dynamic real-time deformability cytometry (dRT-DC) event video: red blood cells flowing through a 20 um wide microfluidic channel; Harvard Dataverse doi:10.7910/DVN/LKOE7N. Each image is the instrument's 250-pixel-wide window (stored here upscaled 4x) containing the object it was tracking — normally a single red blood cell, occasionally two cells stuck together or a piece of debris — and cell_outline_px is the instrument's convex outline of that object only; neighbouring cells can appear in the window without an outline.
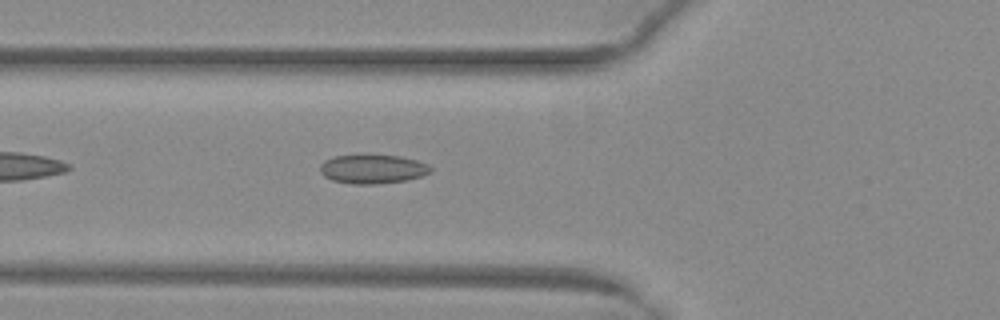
{"species": "common noctule bat (a hibernating species)", "species_latin": "Nyctalus noctula", "temperature_condition": "warm", "stored_images_in_passage": 39, "camera_frame_rate_fps": 3000, "um_per_image_px": 0.085, "animal": {"sex": "female", "body_mass_g": 29.2, "forearm_length_mm": 56.3}, "frame": {"image": 1, "passage_image": 7, "time_ms": 2.0, "image_size_px": [1000, 320], "cell_outline_px": [[432, 172], [408, 180], [376, 184], [352, 184], [332, 180], [324, 176], [320, 172], [320, 164], [324, 160], [336, 156], [400, 156], [416, 160], [428, 164], [432, 168]], "centroid_in_image_um": [31.68, 14.39], "position_along_channel_um": 94.1, "area_um2": 18.5}}
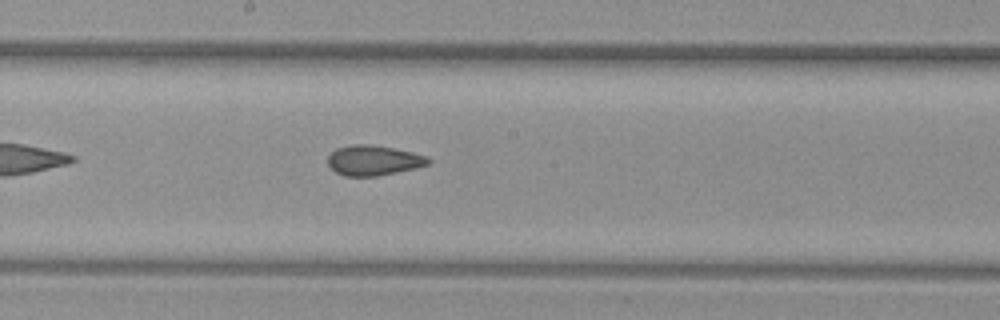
{"frame": {"image": 2, "passage_image": 16, "time_ms": 5.0, "image_size_px": [1000, 320], "cell_outline_px": [[432, 160], [428, 164], [416, 168], [376, 176], [344, 176], [336, 172], [328, 164], [328, 156], [336, 148], [352, 144], [368, 144], [392, 148], [412, 152], [428, 156]], "centroid_in_image_um": [31.75, 13.63], "position_along_channel_um": 216.4, "area_um2": 17.57}}
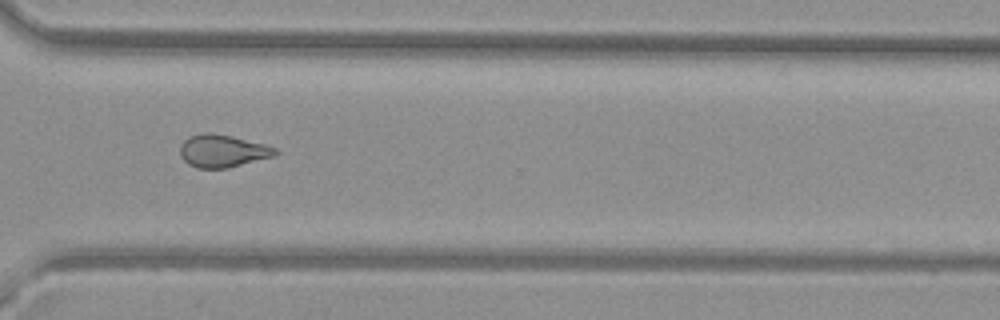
{"frame": {"image": 3, "passage_image": 26, "time_ms": 8.333, "image_size_px": [1000, 320], "cell_outline_px": [[280, 152], [272, 156], [228, 168], [196, 168], [188, 164], [180, 156], [180, 144], [188, 136], [204, 132], [212, 132], [232, 136], [264, 144], [276, 148]], "centroid_in_image_um": [18.88, 12.82], "position_along_channel_um": 351.7, "area_um2": 18.15}, "authors_computed_cell_mechanics": {"area_um2": 18.1492, "velocity_mm_per_s": 4.0697, "shape_relaxation_time_tau1_ms": null, "shape_relaxation_time_tau2_ms": 1.7091, "deformation_change_tau1": null, "deformation_change_tau2": 0.0842}}